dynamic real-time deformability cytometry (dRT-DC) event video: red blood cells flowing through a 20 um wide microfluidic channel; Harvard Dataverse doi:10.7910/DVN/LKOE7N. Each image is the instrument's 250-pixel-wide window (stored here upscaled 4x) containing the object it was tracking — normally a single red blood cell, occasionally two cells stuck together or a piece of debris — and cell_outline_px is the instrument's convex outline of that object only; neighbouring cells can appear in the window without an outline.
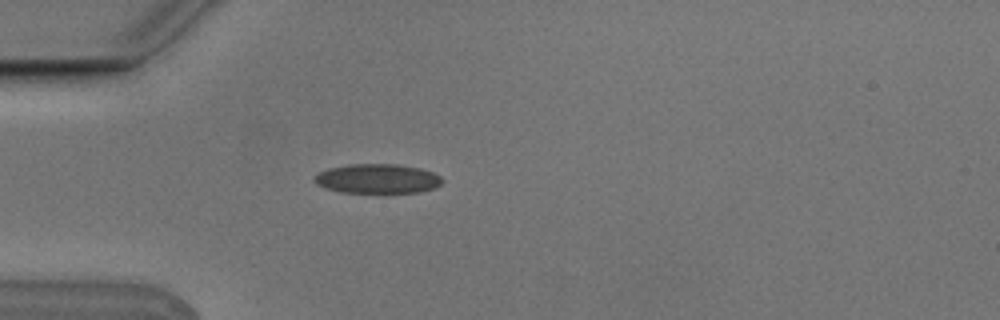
{"species": "Egyptian fruit bat (a non-hibernating species)", "species_latin": "Rousettus aegyptiacus", "temperature_condition": "cold", "stored_images_in_passage": 1, "camera_frame_rate_fps": 3000, "um_per_image_px": 0.085, "animal": {"sex": "male"}, "frame": {"image": 1, "passage_image": 1, "time_ms": 0.0, "image_size_px": [1000, 320], "cell_outline_px": [[444, 180], [436, 188], [420, 192], [340, 192], [316, 184], [312, 180], [312, 176], [328, 168], [348, 164], [396, 164], [420, 168], [432, 172], [440, 176]], "centroid_in_image_um": [32.07, 15.18], "position_along_channel_um": 52.9, "area_um2": 21.96}}